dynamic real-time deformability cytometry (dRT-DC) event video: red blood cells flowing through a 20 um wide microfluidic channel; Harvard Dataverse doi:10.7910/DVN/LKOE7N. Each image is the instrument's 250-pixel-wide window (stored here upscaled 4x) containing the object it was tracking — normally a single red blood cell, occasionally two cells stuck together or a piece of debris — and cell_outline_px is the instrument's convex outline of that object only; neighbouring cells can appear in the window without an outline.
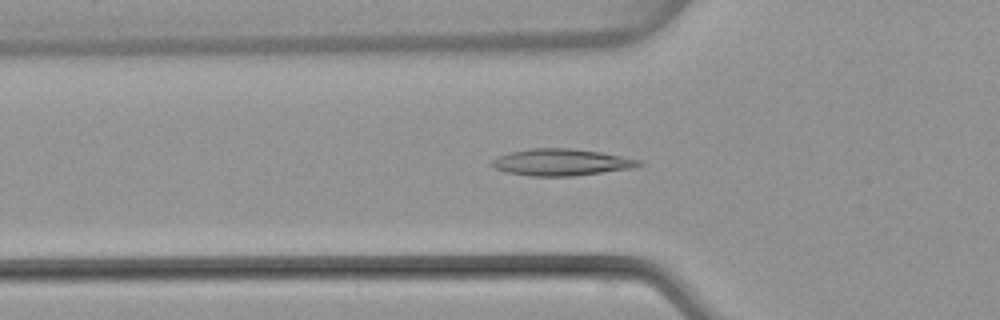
{"species": "common noctule bat (a hibernating species)", "species_latin": "Nyctalus noctula", "temperature_condition": "warm", "stored_images_in_passage": 35, "camera_frame_rate_fps": 3000, "um_per_image_px": 0.085, "animal": {"sex": "female", "body_mass_g": 22.7, "forearm_length_mm": 54.2}, "frame": {"image": 1, "passage_image": 2, "time_ms": 0.333, "image_size_px": [1000, 320], "cell_outline_px": [[644, 164], [632, 168], [572, 176], [532, 176], [508, 172], [496, 168], [488, 164], [496, 156], [508, 152], [528, 148], [572, 148], [600, 152], [640, 160]], "centroid_in_image_um": [47.66, 13.78], "position_along_channel_um": 78.1, "area_um2": 22.89}}
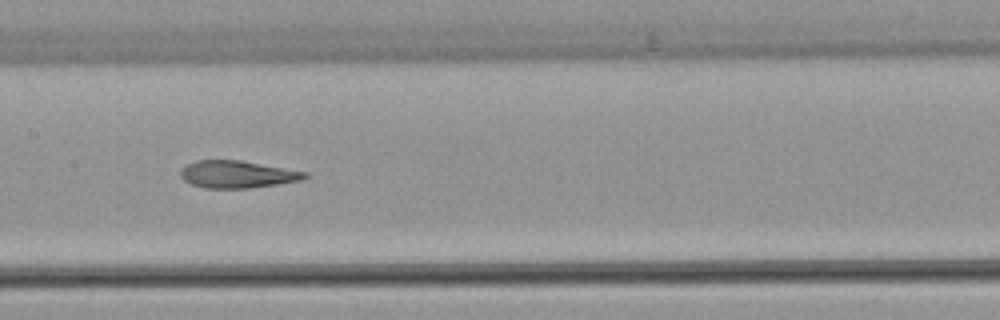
{"frame": {"image": 2, "passage_image": 10, "time_ms": 3.0, "image_size_px": [1000, 320], "cell_outline_px": [[308, 176], [300, 180], [276, 184], [248, 188], [204, 188], [192, 184], [184, 180], [180, 176], [180, 168], [196, 160], [240, 160], [308, 172]], "centroid_in_image_um": [20.13, 14.81], "position_along_channel_um": 187.3, "area_um2": 19.65}}
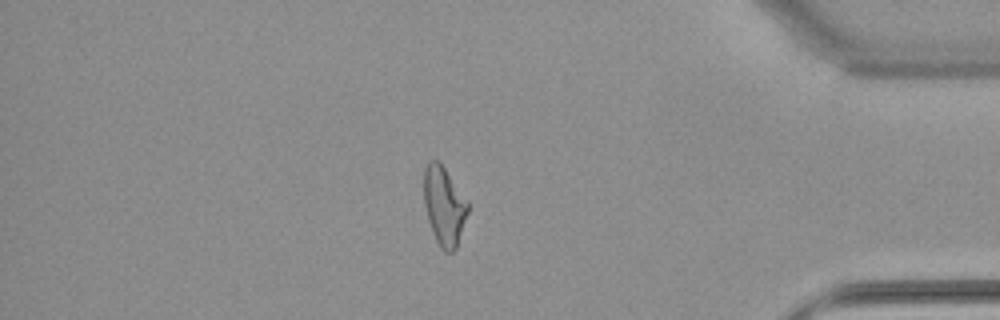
{"frame": {"image": 3, "passage_image": 28, "time_ms": 9.0, "image_size_px": [1000, 320], "cell_outline_px": [[468, 212], [456, 248], [452, 252], [444, 252], [440, 248], [432, 232], [428, 220], [424, 204], [424, 168], [428, 160], [440, 160], [468, 200]], "centroid_in_image_um": [37.74, 17.46], "position_along_channel_um": 397.5, "area_um2": 20.46}, "authors_computed_cell_mechanics": {"area_um2": 20.4034, "velocity_mm_per_s": 4.0611, "shape_relaxation_time_tau1_ms": null, "shape_relaxation_time_tau2_ms": 2.4567, "deformation_change_tau1": null, "deformation_change_tau2": 0.0968}}